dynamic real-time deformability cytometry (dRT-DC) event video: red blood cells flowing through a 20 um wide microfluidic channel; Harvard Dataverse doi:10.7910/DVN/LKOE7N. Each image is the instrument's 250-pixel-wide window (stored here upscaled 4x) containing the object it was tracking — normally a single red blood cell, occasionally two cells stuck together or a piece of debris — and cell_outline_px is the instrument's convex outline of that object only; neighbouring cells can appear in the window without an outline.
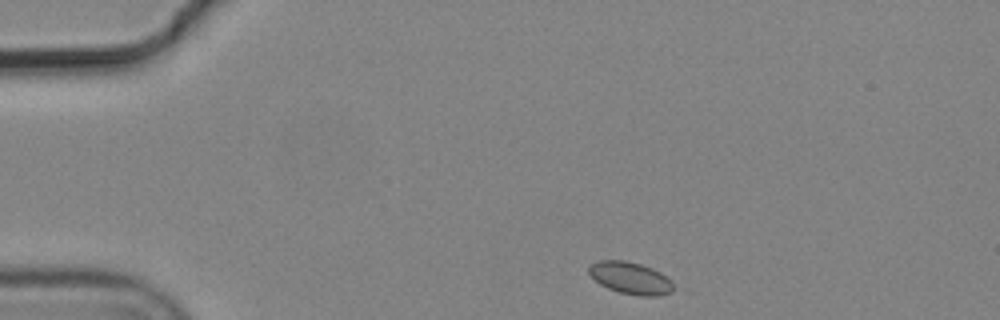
{"species": "common noctule bat (a hibernating species)", "species_latin": "Nyctalus noctula", "temperature_condition": "cold", "stored_images_in_passage": 4, "camera_frame_rate_fps": 3000, "um_per_image_px": 0.085, "animal": {"sex": "male", "body_mass_g": 19.2, "forearm_length_mm": 51.8}, "frame": {"image": 1, "passage_image": 1, "time_ms": 0.0, "image_size_px": [1000, 320], "cell_outline_px": [[672, 292], [660, 296], [640, 296], [620, 292], [608, 288], [600, 284], [588, 272], [588, 264], [600, 260], [624, 260], [640, 264], [652, 268], [660, 272], [672, 284]], "centroid_in_image_um": [53.55, 23.62], "position_along_channel_um": 31.5, "area_um2": 15.66}}
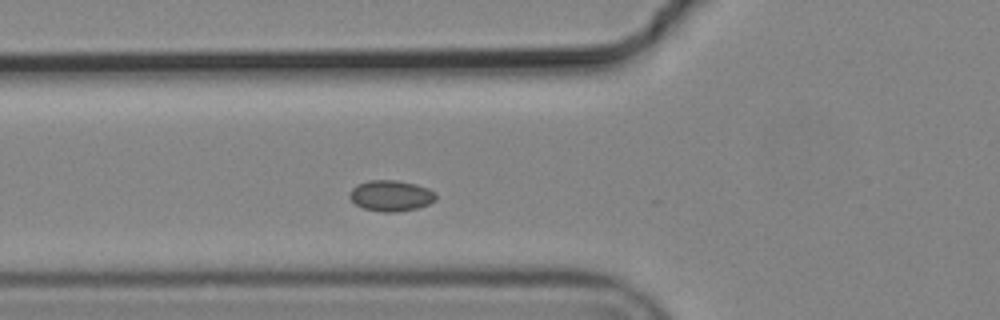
{"frame": {"image": 2, "passage_image": 4, "time_ms": 1.0, "image_size_px": [1000, 320], "cell_outline_px": [[436, 200], [428, 204], [416, 208], [396, 212], [384, 212], [364, 208], [356, 204], [348, 196], [348, 192], [356, 184], [368, 180], [396, 180], [416, 184], [428, 188], [436, 192]], "centroid_in_image_um": [33.22, 16.62], "position_along_channel_um": 92.6, "area_um2": 15.61}}